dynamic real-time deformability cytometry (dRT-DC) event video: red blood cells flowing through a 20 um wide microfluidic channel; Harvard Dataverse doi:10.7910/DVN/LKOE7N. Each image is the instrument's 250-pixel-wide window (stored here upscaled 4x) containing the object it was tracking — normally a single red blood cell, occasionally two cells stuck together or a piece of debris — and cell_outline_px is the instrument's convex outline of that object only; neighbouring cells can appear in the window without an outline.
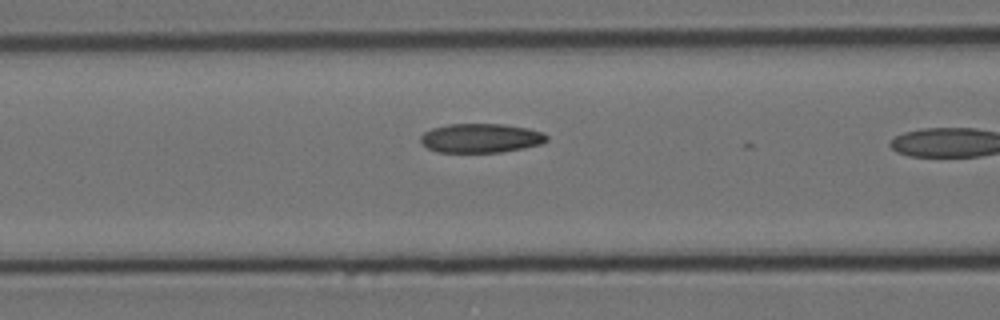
{"species": "Egyptian fruit bat (a non-hibernating species)", "species_latin": "Rousettus aegyptiacus", "temperature_condition": "cold", "stored_images_in_passage": 11, "camera_frame_rate_fps": 3000, "um_per_image_px": 0.085, "animal": {"sex": "female"}, "frame": {"image": 1, "passage_image": 10, "time_ms": 3.0, "image_size_px": [1000, 320], "cell_outline_px": [[544, 140], [532, 144], [512, 148], [488, 152], [448, 152], [432, 148], [424, 144], [424, 136], [428, 132], [440, 128], [464, 124], [484, 124], [516, 128], [536, 132], [544, 136]], "centroid_in_image_um": [40.77, 11.75], "position_along_channel_um": 125.8, "area_um2": 18.55}}